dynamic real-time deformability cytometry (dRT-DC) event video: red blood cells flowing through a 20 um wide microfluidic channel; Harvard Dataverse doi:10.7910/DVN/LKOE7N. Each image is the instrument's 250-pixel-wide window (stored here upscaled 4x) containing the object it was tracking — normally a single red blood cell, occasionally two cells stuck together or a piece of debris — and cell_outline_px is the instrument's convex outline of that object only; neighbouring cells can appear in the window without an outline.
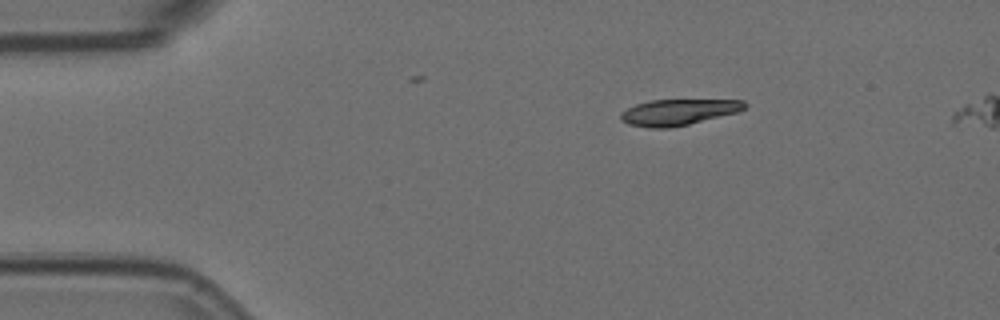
{"species": "Egyptian fruit bat (a non-hibernating species)", "species_latin": "Rousettus aegyptiacus", "temperature_condition": "room temperature", "stored_images_in_passage": 4, "camera_frame_rate_fps": 3000, "um_per_image_px": 0.085, "animal": {"sex": "female"}, "frame": {"image": 1, "passage_image": 1, "time_ms": 0.0, "image_size_px": [1000, 320], "cell_outline_px": [[748, 104], [740, 112], [688, 124], [668, 128], [648, 128], [628, 124], [620, 120], [620, 112], [636, 104], [652, 100], [744, 100]], "centroid_in_image_um": [57.66, 9.53], "position_along_channel_um": 27.3, "area_um2": 18.84}}